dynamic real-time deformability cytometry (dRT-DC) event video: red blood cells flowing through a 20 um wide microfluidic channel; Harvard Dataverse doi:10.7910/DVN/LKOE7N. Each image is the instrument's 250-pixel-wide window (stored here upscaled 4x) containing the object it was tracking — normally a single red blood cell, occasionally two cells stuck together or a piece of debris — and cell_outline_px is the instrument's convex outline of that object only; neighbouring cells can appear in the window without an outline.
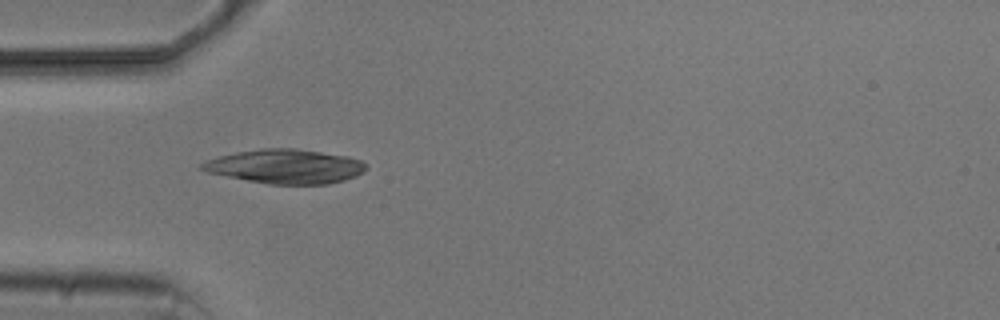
{"species": "common noctule bat (a hibernating species)", "species_latin": "Nyctalus noctula", "temperature_condition": "cold", "stored_images_in_passage": 4, "camera_frame_rate_fps": 3000, "um_per_image_px": 0.085, "animal": {"sex": "male", "body_mass_g": 20.5, "forearm_length_mm": 52.5}, "frame": {"image": 1, "passage_image": 4, "time_ms": 4.333, "image_size_px": [1000, 320], "cell_outline_px": [[368, 168], [364, 172], [356, 176], [344, 180], [328, 184], [268, 184], [208, 172], [200, 168], [200, 164], [208, 160], [220, 156], [236, 152], [260, 148], [296, 148], [348, 156], [360, 160], [368, 164]], "centroid_in_image_um": [24.32, 14.14], "position_along_channel_um": 60.7, "area_um2": 32.66}}